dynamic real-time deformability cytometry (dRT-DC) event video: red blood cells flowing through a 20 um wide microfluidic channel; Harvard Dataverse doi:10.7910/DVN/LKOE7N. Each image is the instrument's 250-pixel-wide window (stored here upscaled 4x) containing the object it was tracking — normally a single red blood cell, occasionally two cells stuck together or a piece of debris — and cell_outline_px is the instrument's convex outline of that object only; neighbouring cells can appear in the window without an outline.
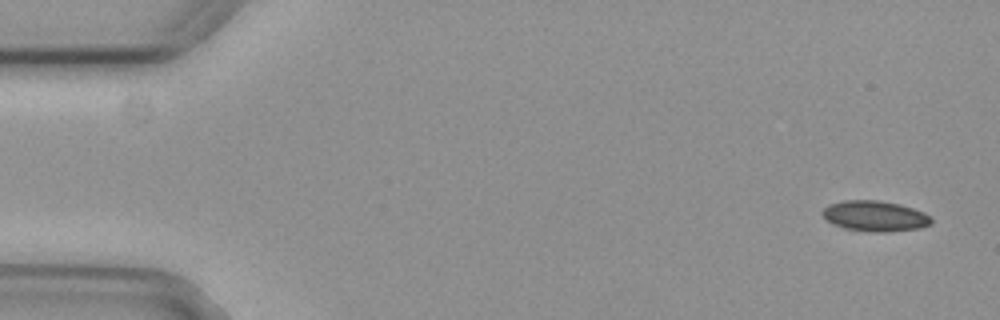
{"species": "common noctule bat (a hibernating species)", "species_latin": "Nyctalus noctula", "temperature_condition": "cold", "stored_images_in_passage": 6, "camera_frame_rate_fps": 3000, "um_per_image_px": 0.085, "animal": {"sex": "female", "body_mass_g": 29.2, "forearm_length_mm": 56.3}, "frame": {"image": 1, "passage_image": 1, "time_ms": 0.0, "image_size_px": [1000, 320], "cell_outline_px": [[932, 224], [920, 228], [884, 232], [872, 232], [844, 228], [832, 224], [820, 212], [828, 204], [844, 200], [876, 200], [900, 204], [924, 212], [932, 216]], "centroid_in_image_um": [74.38, 18.36], "position_along_channel_um": 10.6, "area_um2": 19.48}}
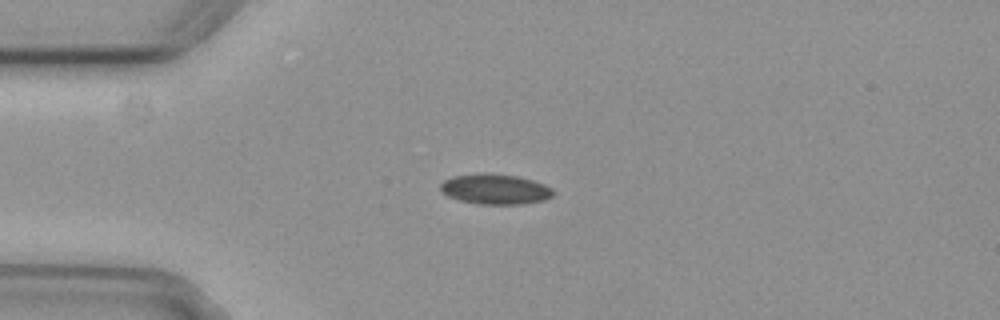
{"frame": {"image": 2, "passage_image": 4, "time_ms": 1.0, "image_size_px": [1000, 320], "cell_outline_px": [[556, 192], [552, 196], [544, 200], [524, 204], [480, 204], [460, 200], [444, 196], [440, 188], [440, 184], [444, 180], [452, 176], [484, 172], [516, 176], [532, 180], [544, 184], [552, 188]], "centroid_in_image_um": [42.07, 16.07], "position_along_channel_um": 42.9, "area_um2": 20.11}}